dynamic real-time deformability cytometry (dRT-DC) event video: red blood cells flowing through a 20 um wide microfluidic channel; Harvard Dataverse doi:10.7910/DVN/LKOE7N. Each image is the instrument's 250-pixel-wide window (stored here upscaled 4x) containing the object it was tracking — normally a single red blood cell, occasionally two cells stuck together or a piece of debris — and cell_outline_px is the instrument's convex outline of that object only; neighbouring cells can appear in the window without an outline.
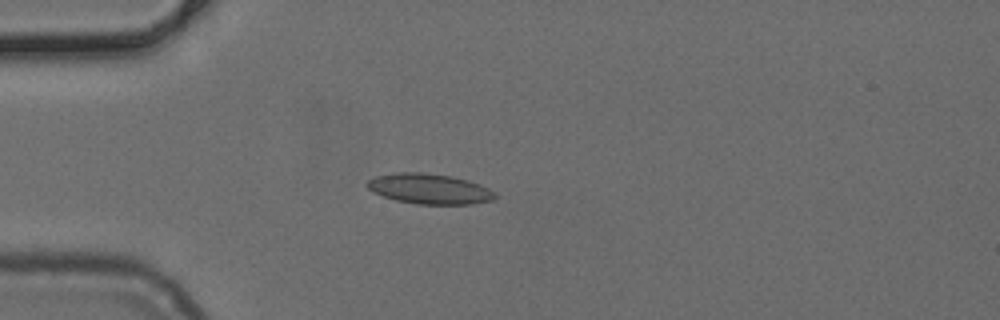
{"species": "common noctule bat (a hibernating species)", "species_latin": "Nyctalus noctula", "temperature_condition": "cold", "stored_images_in_passage": 49, "camera_frame_rate_fps": 3000, "um_per_image_px": 0.085, "animal": {"sex": "female", "body_mass_g": 24.6, "forearm_length_mm": 56.2}, "frame": {"image": 1, "passage_image": 12, "time_ms": 3.667, "image_size_px": [1000, 320], "cell_outline_px": [[496, 196], [492, 200], [472, 204], [416, 204], [396, 200], [372, 192], [364, 184], [368, 180], [376, 176], [392, 172], [420, 172], [452, 176], [468, 180], [480, 184], [488, 188]], "centroid_in_image_um": [36.45, 16.04], "position_along_channel_um": 48.5, "area_um2": 22.6}}
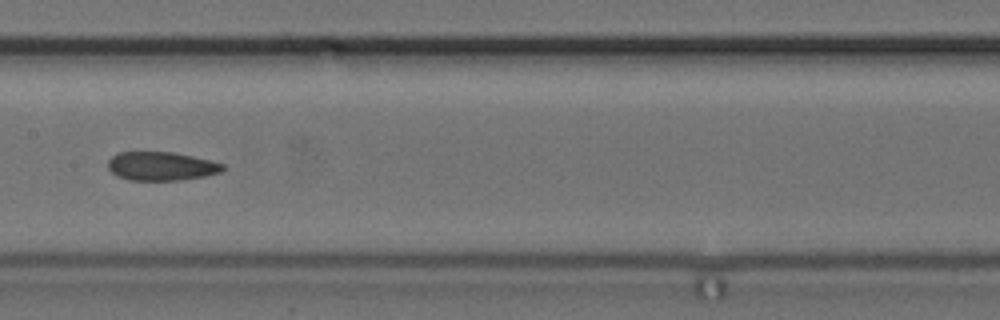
{"frame": {"image": 2, "passage_image": 24, "time_ms": 7.667, "image_size_px": [1000, 320], "cell_outline_px": [[228, 168], [220, 172], [204, 176], [180, 180], [128, 180], [116, 176], [108, 168], [108, 160], [112, 156], [120, 152], [172, 152], [212, 160], [224, 164]], "centroid_in_image_um": [13.73, 14.12], "position_along_channel_um": 193.7, "area_um2": 19.31}}
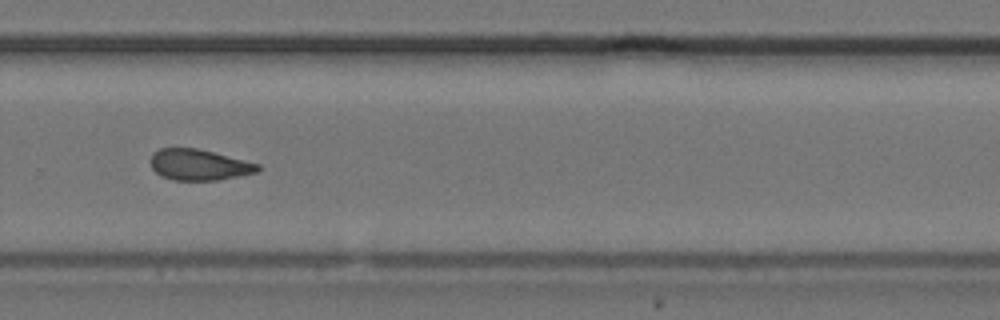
{"frame": {"image": 3, "passage_image": 33, "time_ms": 10.667, "image_size_px": [1000, 320], "cell_outline_px": [[260, 168], [256, 172], [220, 180], [172, 180], [160, 176], [152, 168], [148, 160], [152, 152], [160, 148], [196, 148], [260, 164]], "centroid_in_image_um": [16.85, 14.01], "position_along_channel_um": 313.0, "area_um2": 19.42}}